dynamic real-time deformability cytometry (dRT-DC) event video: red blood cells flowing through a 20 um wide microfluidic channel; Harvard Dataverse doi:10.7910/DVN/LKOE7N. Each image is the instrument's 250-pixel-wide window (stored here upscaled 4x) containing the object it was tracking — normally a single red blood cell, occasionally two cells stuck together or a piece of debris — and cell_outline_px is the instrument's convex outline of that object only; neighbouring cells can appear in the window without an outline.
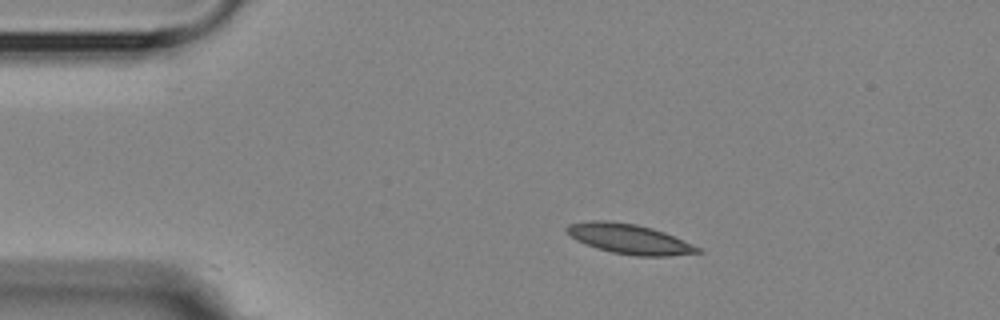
{"species": "Egyptian fruit bat (a non-hibernating species)", "species_latin": "Rousettus aegyptiacus", "temperature_condition": "room temperature", "stored_images_in_passage": 9, "camera_frame_rate_fps": 3000, "um_per_image_px": 0.085, "animal": {"sex": "female"}, "frame": {"image": 1, "passage_image": 2, "time_ms": 1.0, "image_size_px": [1000, 320], "cell_outline_px": [[704, 252], [668, 256], [636, 256], [612, 252], [576, 240], [564, 228], [568, 224], [592, 220], [604, 220], [636, 224], [652, 228], [664, 232], [700, 248]], "centroid_in_image_um": [53.5, 20.3], "position_along_channel_um": 31.5, "area_um2": 22.43}}
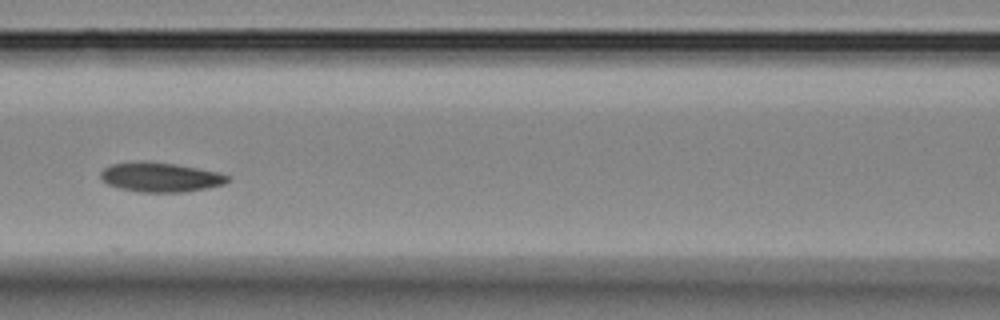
{"frame": {"image": 2, "passage_image": 6, "time_ms": 5.667, "image_size_px": [1000, 320], "cell_outline_px": [[228, 180], [224, 184], [184, 192], [140, 192], [120, 188], [108, 184], [100, 180], [100, 172], [104, 168], [112, 164], [140, 160], [148, 160], [176, 164], [220, 172], [228, 176]], "centroid_in_image_um": [13.59, 15.04], "position_along_channel_um": 153.0, "area_um2": 21.96}}
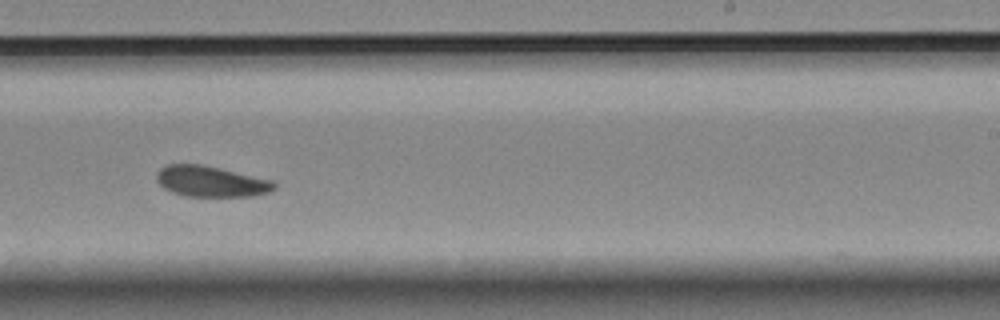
{"frame": {"image": 3, "passage_image": 9, "time_ms": 9.0, "image_size_px": [1000, 320], "cell_outline_px": [[276, 188], [268, 192], [252, 196], [184, 196], [172, 192], [164, 188], [156, 180], [156, 172], [160, 168], [168, 164], [200, 164], [220, 168], [276, 180]], "centroid_in_image_um": [17.95, 15.41], "position_along_channel_um": 271.0, "area_um2": 21.33}}